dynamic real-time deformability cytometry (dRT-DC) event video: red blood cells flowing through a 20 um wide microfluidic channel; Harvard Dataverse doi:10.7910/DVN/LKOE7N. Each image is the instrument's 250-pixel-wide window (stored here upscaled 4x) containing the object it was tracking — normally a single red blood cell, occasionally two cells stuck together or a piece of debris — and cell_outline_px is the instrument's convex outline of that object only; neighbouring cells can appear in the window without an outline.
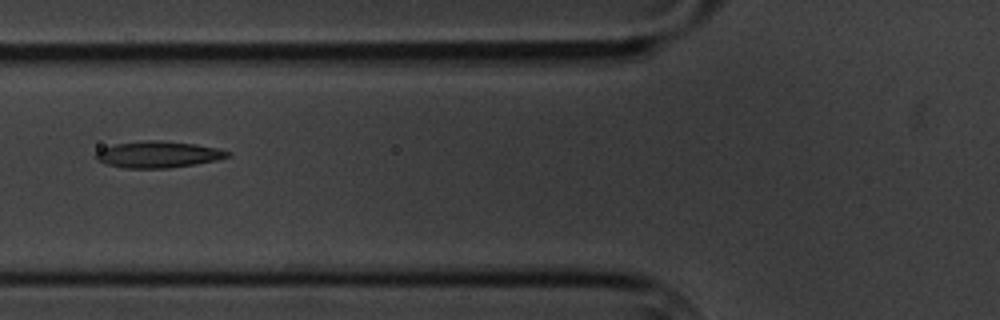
{"species": "common noctule bat (a hibernating species)", "species_latin": "Nyctalus noctula", "temperature_condition": "cold", "stored_images_in_passage": 8, "camera_frame_rate_fps": 3000, "um_per_image_px": 0.085, "animal": {"sex": "male", "body_mass_g": 20.1, "forearm_length_mm": 53.5}, "frame": {"image": 1, "passage_image": 4, "time_ms": 3.667, "image_size_px": [1000, 320], "cell_outline_px": [[232, 156], [216, 160], [196, 164], [168, 168], [124, 168], [104, 164], [96, 160], [96, 152], [100, 148], [116, 144], [144, 140], [160, 140], [196, 144], [216, 148], [232, 152]], "centroid_in_image_um": [13.43, 13.13], "position_along_channel_um": 112.4, "area_um2": 20.52}}
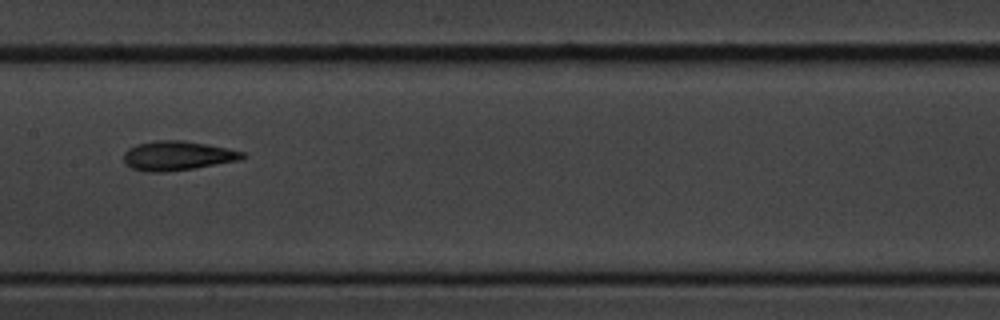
{"frame": {"image": 2, "passage_image": 6, "time_ms": 6.0, "image_size_px": [1000, 320], "cell_outline_px": [[248, 156], [236, 160], [192, 168], [164, 172], [148, 172], [132, 168], [124, 164], [124, 152], [128, 148], [136, 144], [156, 140], [184, 140], [208, 144], [228, 148], [244, 152]], "centroid_in_image_um": [15.04, 13.22], "position_along_channel_um": 192.4, "area_um2": 20.23}}
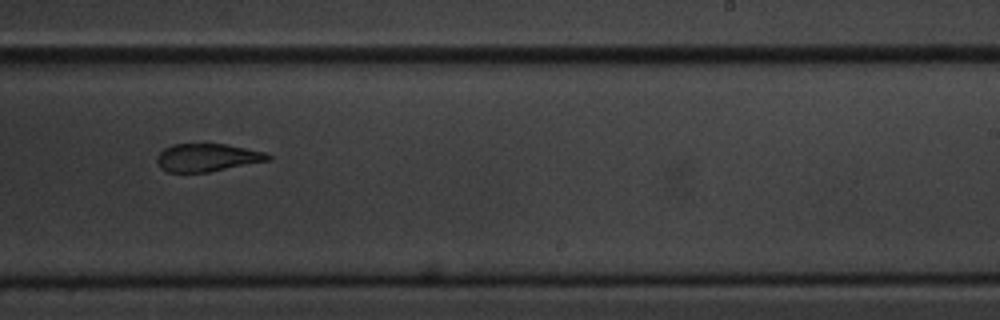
{"frame": {"image": 3, "passage_image": 8, "time_ms": 8.333, "image_size_px": [1000, 320], "cell_outline_px": [[272, 160], [208, 172], [168, 172], [160, 168], [156, 160], [156, 156], [164, 148], [172, 144], [228, 144], [264, 152], [272, 156]], "centroid_in_image_um": [17.61, 13.39], "position_along_channel_um": 271.4, "area_um2": 18.15}}